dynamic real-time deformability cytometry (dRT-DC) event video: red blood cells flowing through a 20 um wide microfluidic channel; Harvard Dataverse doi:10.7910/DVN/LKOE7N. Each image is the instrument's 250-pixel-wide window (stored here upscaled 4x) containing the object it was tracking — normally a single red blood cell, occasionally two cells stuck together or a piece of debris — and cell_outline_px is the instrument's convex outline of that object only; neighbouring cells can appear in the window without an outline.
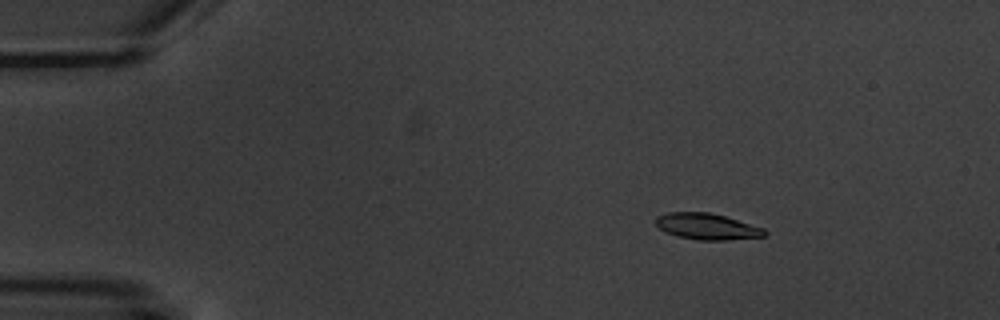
{"species": "common noctule bat (a hibernating species)", "species_latin": "Nyctalus noctula", "temperature_condition": "warm", "stored_images_in_passage": 8, "camera_frame_rate_fps": 3000, "um_per_image_px": 0.085, "animal": {"sex": "male", "body_mass_g": 20.1, "forearm_length_mm": 53.5}, "frame": {"image": 1, "passage_image": 3, "time_ms": 2.333, "image_size_px": [1000, 320], "cell_outline_px": [[768, 236], [728, 240], [700, 240], [680, 236], [668, 232], [660, 228], [656, 224], [656, 216], [668, 212], [708, 212], [724, 216], [764, 228], [768, 232]], "centroid_in_image_um": [60.15, 19.25], "position_along_channel_um": 24.9, "area_um2": 16.47}}
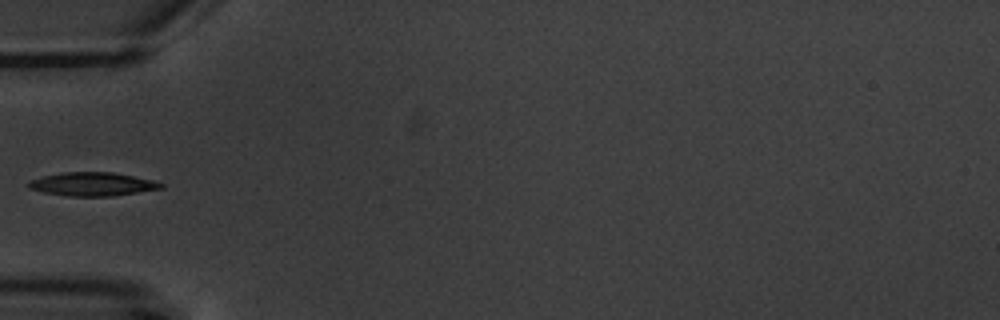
{"frame": {"image": 2, "passage_image": 6, "time_ms": 6.0, "image_size_px": [1000, 320], "cell_outline_px": [[164, 188], [112, 196], [72, 196], [44, 192], [28, 188], [28, 180], [60, 172], [112, 172], [152, 180], [164, 184]], "centroid_in_image_um": [7.84, 15.64], "position_along_channel_um": 77.2, "area_um2": 18.03}}